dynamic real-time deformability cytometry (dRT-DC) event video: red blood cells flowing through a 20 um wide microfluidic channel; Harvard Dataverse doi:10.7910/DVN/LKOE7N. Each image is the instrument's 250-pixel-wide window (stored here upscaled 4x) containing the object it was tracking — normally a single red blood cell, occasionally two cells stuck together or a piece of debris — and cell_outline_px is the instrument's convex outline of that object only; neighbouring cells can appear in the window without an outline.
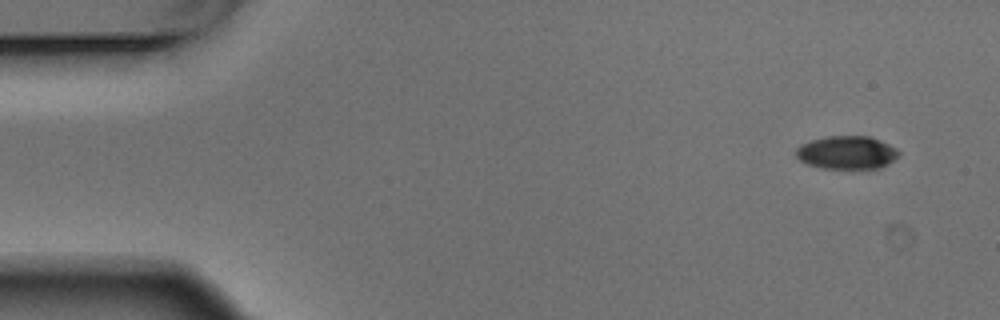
{"species": "Egyptian fruit bat (a non-hibernating species)", "species_latin": "Rousettus aegyptiacus", "temperature_condition": "warm", "stored_images_in_passage": 10, "camera_frame_rate_fps": 3000, "um_per_image_px": 0.085, "animal": {"sex": "male"}, "frame": {"image": 1, "passage_image": 1, "time_ms": 0.0, "image_size_px": [1000, 320], "cell_outline_px": [[900, 152], [888, 164], [880, 168], [820, 168], [808, 164], [800, 160], [796, 156], [796, 148], [800, 144], [812, 140], [828, 136], [868, 136], [880, 140], [896, 148]], "centroid_in_image_um": [71.96, 12.96], "position_along_channel_um": 13.0, "area_um2": 19.71}}
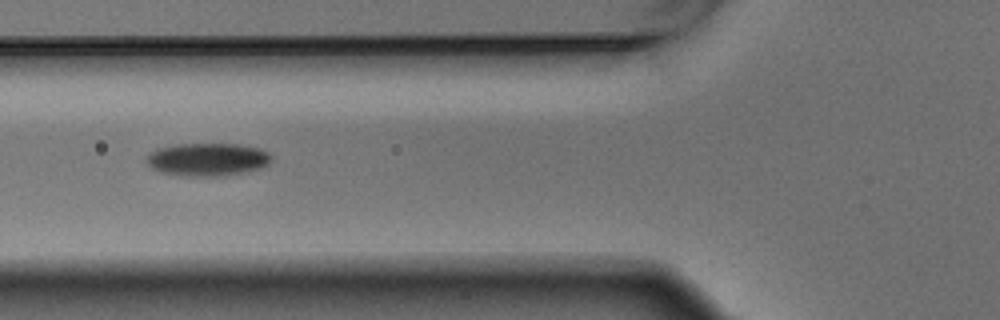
{"frame": {"image": 2, "passage_image": 6, "time_ms": 1.667, "image_size_px": [1000, 320], "cell_outline_px": [[272, 160], [264, 168], [248, 172], [224, 176], [184, 176], [160, 172], [152, 168], [144, 160], [156, 148], [176, 144], [240, 144], [260, 148], [268, 152], [272, 156]], "centroid_in_image_um": [17.68, 13.56], "position_along_channel_um": 108.1, "area_um2": 24.39}}
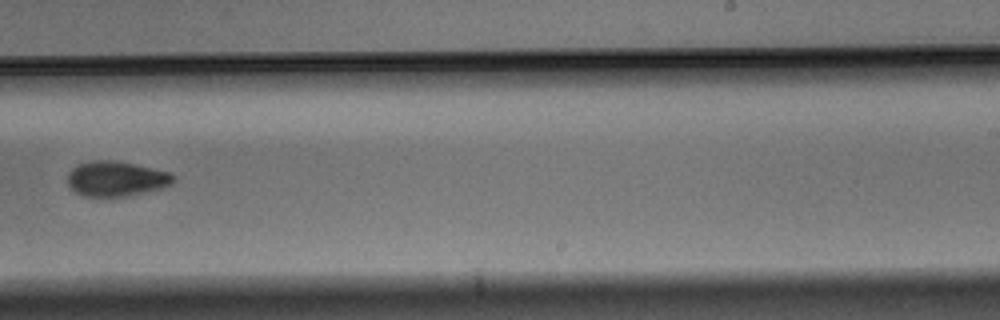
{"frame": {"image": 3, "passage_image": 10, "time_ms": 3.0, "image_size_px": [1000, 320], "cell_outline_px": [[176, 176], [172, 184], [160, 188], [124, 196], [84, 196], [76, 192], [68, 184], [68, 172], [76, 164], [92, 160], [112, 160], [136, 164], [172, 172]], "centroid_in_image_um": [9.88, 15.16], "position_along_channel_um": 279.1, "area_um2": 21.62}}